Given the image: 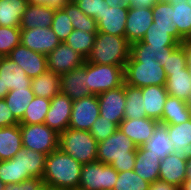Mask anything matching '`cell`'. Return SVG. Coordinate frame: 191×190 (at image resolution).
Here are the masks:
<instances>
[{"label":"cell","mask_w":191,"mask_h":190,"mask_svg":"<svg viewBox=\"0 0 191 190\" xmlns=\"http://www.w3.org/2000/svg\"><path fill=\"white\" fill-rule=\"evenodd\" d=\"M187 158L179 153L168 154L160 162L159 180L180 187L185 181Z\"/></svg>","instance_id":"ffe728a7"},{"label":"cell","mask_w":191,"mask_h":190,"mask_svg":"<svg viewBox=\"0 0 191 190\" xmlns=\"http://www.w3.org/2000/svg\"><path fill=\"white\" fill-rule=\"evenodd\" d=\"M137 146L119 128L98 143L97 161L111 165L117 172L134 170Z\"/></svg>","instance_id":"3957f363"},{"label":"cell","mask_w":191,"mask_h":190,"mask_svg":"<svg viewBox=\"0 0 191 190\" xmlns=\"http://www.w3.org/2000/svg\"><path fill=\"white\" fill-rule=\"evenodd\" d=\"M31 89L34 96L51 100L60 93V75L47 70L32 79Z\"/></svg>","instance_id":"4dcf8cb0"},{"label":"cell","mask_w":191,"mask_h":190,"mask_svg":"<svg viewBox=\"0 0 191 190\" xmlns=\"http://www.w3.org/2000/svg\"><path fill=\"white\" fill-rule=\"evenodd\" d=\"M149 190H179V187L165 181L155 180L153 183H150Z\"/></svg>","instance_id":"681fc988"},{"label":"cell","mask_w":191,"mask_h":190,"mask_svg":"<svg viewBox=\"0 0 191 190\" xmlns=\"http://www.w3.org/2000/svg\"><path fill=\"white\" fill-rule=\"evenodd\" d=\"M42 190H67V189L58 188V187H51V186L43 184Z\"/></svg>","instance_id":"680465c9"},{"label":"cell","mask_w":191,"mask_h":190,"mask_svg":"<svg viewBox=\"0 0 191 190\" xmlns=\"http://www.w3.org/2000/svg\"><path fill=\"white\" fill-rule=\"evenodd\" d=\"M179 190H191V179H185Z\"/></svg>","instance_id":"11a10c76"},{"label":"cell","mask_w":191,"mask_h":190,"mask_svg":"<svg viewBox=\"0 0 191 190\" xmlns=\"http://www.w3.org/2000/svg\"><path fill=\"white\" fill-rule=\"evenodd\" d=\"M8 57L19 65L31 79L48 70L46 55L34 52L21 43L10 52Z\"/></svg>","instance_id":"5bb4252c"},{"label":"cell","mask_w":191,"mask_h":190,"mask_svg":"<svg viewBox=\"0 0 191 190\" xmlns=\"http://www.w3.org/2000/svg\"><path fill=\"white\" fill-rule=\"evenodd\" d=\"M109 7H129L128 0H105Z\"/></svg>","instance_id":"db71d44e"},{"label":"cell","mask_w":191,"mask_h":190,"mask_svg":"<svg viewBox=\"0 0 191 190\" xmlns=\"http://www.w3.org/2000/svg\"><path fill=\"white\" fill-rule=\"evenodd\" d=\"M7 95V93L4 91V85L1 81V77H0V99H4L5 96Z\"/></svg>","instance_id":"6f0895ef"},{"label":"cell","mask_w":191,"mask_h":190,"mask_svg":"<svg viewBox=\"0 0 191 190\" xmlns=\"http://www.w3.org/2000/svg\"><path fill=\"white\" fill-rule=\"evenodd\" d=\"M153 23L152 8L129 6L125 37L130 44L141 41Z\"/></svg>","instance_id":"2e32d148"},{"label":"cell","mask_w":191,"mask_h":190,"mask_svg":"<svg viewBox=\"0 0 191 190\" xmlns=\"http://www.w3.org/2000/svg\"><path fill=\"white\" fill-rule=\"evenodd\" d=\"M117 129L118 126L114 122L100 116L93 123L89 132L99 143L111 136Z\"/></svg>","instance_id":"ee69618b"},{"label":"cell","mask_w":191,"mask_h":190,"mask_svg":"<svg viewBox=\"0 0 191 190\" xmlns=\"http://www.w3.org/2000/svg\"><path fill=\"white\" fill-rule=\"evenodd\" d=\"M55 8L47 5L29 3L23 14L20 29L50 28Z\"/></svg>","instance_id":"603a6c76"},{"label":"cell","mask_w":191,"mask_h":190,"mask_svg":"<svg viewBox=\"0 0 191 190\" xmlns=\"http://www.w3.org/2000/svg\"><path fill=\"white\" fill-rule=\"evenodd\" d=\"M153 22L155 24L174 25L172 23V4L157 1L152 7Z\"/></svg>","instance_id":"bcb514c9"},{"label":"cell","mask_w":191,"mask_h":190,"mask_svg":"<svg viewBox=\"0 0 191 190\" xmlns=\"http://www.w3.org/2000/svg\"><path fill=\"white\" fill-rule=\"evenodd\" d=\"M98 102L100 108V116L111 120L117 126L124 119L125 110V83L121 86L105 91L99 95Z\"/></svg>","instance_id":"8fae6325"},{"label":"cell","mask_w":191,"mask_h":190,"mask_svg":"<svg viewBox=\"0 0 191 190\" xmlns=\"http://www.w3.org/2000/svg\"><path fill=\"white\" fill-rule=\"evenodd\" d=\"M73 100L67 95L59 93L51 99L50 108L46 114L44 124L56 133L61 134L69 127Z\"/></svg>","instance_id":"9a60e30c"},{"label":"cell","mask_w":191,"mask_h":190,"mask_svg":"<svg viewBox=\"0 0 191 190\" xmlns=\"http://www.w3.org/2000/svg\"><path fill=\"white\" fill-rule=\"evenodd\" d=\"M33 98L34 93L31 87H24L16 90H10L4 100L12 111L14 117L20 121Z\"/></svg>","instance_id":"836d02e7"},{"label":"cell","mask_w":191,"mask_h":190,"mask_svg":"<svg viewBox=\"0 0 191 190\" xmlns=\"http://www.w3.org/2000/svg\"><path fill=\"white\" fill-rule=\"evenodd\" d=\"M124 119H139L146 117L141 88L125 84Z\"/></svg>","instance_id":"e575fe53"},{"label":"cell","mask_w":191,"mask_h":190,"mask_svg":"<svg viewBox=\"0 0 191 190\" xmlns=\"http://www.w3.org/2000/svg\"><path fill=\"white\" fill-rule=\"evenodd\" d=\"M22 147L20 124L0 128V161L14 158Z\"/></svg>","instance_id":"484cf974"},{"label":"cell","mask_w":191,"mask_h":190,"mask_svg":"<svg viewBox=\"0 0 191 190\" xmlns=\"http://www.w3.org/2000/svg\"><path fill=\"white\" fill-rule=\"evenodd\" d=\"M45 154L22 147L14 158L20 162L22 174H27V179L32 177L42 178L46 164Z\"/></svg>","instance_id":"d4e9b609"},{"label":"cell","mask_w":191,"mask_h":190,"mask_svg":"<svg viewBox=\"0 0 191 190\" xmlns=\"http://www.w3.org/2000/svg\"><path fill=\"white\" fill-rule=\"evenodd\" d=\"M62 9L69 16L74 29L86 32H98L96 20L86 16L75 2L65 4Z\"/></svg>","instance_id":"74e56055"},{"label":"cell","mask_w":191,"mask_h":190,"mask_svg":"<svg viewBox=\"0 0 191 190\" xmlns=\"http://www.w3.org/2000/svg\"><path fill=\"white\" fill-rule=\"evenodd\" d=\"M20 27L0 26V57H5L20 44Z\"/></svg>","instance_id":"60d3db41"},{"label":"cell","mask_w":191,"mask_h":190,"mask_svg":"<svg viewBox=\"0 0 191 190\" xmlns=\"http://www.w3.org/2000/svg\"><path fill=\"white\" fill-rule=\"evenodd\" d=\"M27 179V174H22L20 162L15 158L0 161V180L4 184L20 183Z\"/></svg>","instance_id":"ab89813d"},{"label":"cell","mask_w":191,"mask_h":190,"mask_svg":"<svg viewBox=\"0 0 191 190\" xmlns=\"http://www.w3.org/2000/svg\"><path fill=\"white\" fill-rule=\"evenodd\" d=\"M191 119V106L188 102L179 98L168 95L165 104L163 115L161 118L162 124H181Z\"/></svg>","instance_id":"4316f807"},{"label":"cell","mask_w":191,"mask_h":190,"mask_svg":"<svg viewBox=\"0 0 191 190\" xmlns=\"http://www.w3.org/2000/svg\"><path fill=\"white\" fill-rule=\"evenodd\" d=\"M50 104V99L34 96L26 108L23 118L19 121V124H43Z\"/></svg>","instance_id":"d590c367"},{"label":"cell","mask_w":191,"mask_h":190,"mask_svg":"<svg viewBox=\"0 0 191 190\" xmlns=\"http://www.w3.org/2000/svg\"><path fill=\"white\" fill-rule=\"evenodd\" d=\"M5 184L0 180V190H4Z\"/></svg>","instance_id":"91938a15"},{"label":"cell","mask_w":191,"mask_h":190,"mask_svg":"<svg viewBox=\"0 0 191 190\" xmlns=\"http://www.w3.org/2000/svg\"><path fill=\"white\" fill-rule=\"evenodd\" d=\"M157 1H161V2H169L170 0H157Z\"/></svg>","instance_id":"6125c7cd"},{"label":"cell","mask_w":191,"mask_h":190,"mask_svg":"<svg viewBox=\"0 0 191 190\" xmlns=\"http://www.w3.org/2000/svg\"><path fill=\"white\" fill-rule=\"evenodd\" d=\"M172 4V23L178 33L186 40L191 38V6L188 0H170Z\"/></svg>","instance_id":"1f68e13d"},{"label":"cell","mask_w":191,"mask_h":190,"mask_svg":"<svg viewBox=\"0 0 191 190\" xmlns=\"http://www.w3.org/2000/svg\"><path fill=\"white\" fill-rule=\"evenodd\" d=\"M165 125L173 144V153H179L186 158L191 151V119L181 124Z\"/></svg>","instance_id":"83f0119b"},{"label":"cell","mask_w":191,"mask_h":190,"mask_svg":"<svg viewBox=\"0 0 191 190\" xmlns=\"http://www.w3.org/2000/svg\"><path fill=\"white\" fill-rule=\"evenodd\" d=\"M157 0H128V5L131 7H146L152 8Z\"/></svg>","instance_id":"816d5d0a"},{"label":"cell","mask_w":191,"mask_h":190,"mask_svg":"<svg viewBox=\"0 0 191 190\" xmlns=\"http://www.w3.org/2000/svg\"><path fill=\"white\" fill-rule=\"evenodd\" d=\"M158 123V121L147 117L123 119L118 128L139 147L150 140Z\"/></svg>","instance_id":"ac0fdd59"},{"label":"cell","mask_w":191,"mask_h":190,"mask_svg":"<svg viewBox=\"0 0 191 190\" xmlns=\"http://www.w3.org/2000/svg\"><path fill=\"white\" fill-rule=\"evenodd\" d=\"M118 178V172L102 162L83 164L78 189L112 190Z\"/></svg>","instance_id":"ba28073f"},{"label":"cell","mask_w":191,"mask_h":190,"mask_svg":"<svg viewBox=\"0 0 191 190\" xmlns=\"http://www.w3.org/2000/svg\"><path fill=\"white\" fill-rule=\"evenodd\" d=\"M129 7H107L97 21L98 32L125 36V25Z\"/></svg>","instance_id":"44dd1931"},{"label":"cell","mask_w":191,"mask_h":190,"mask_svg":"<svg viewBox=\"0 0 191 190\" xmlns=\"http://www.w3.org/2000/svg\"><path fill=\"white\" fill-rule=\"evenodd\" d=\"M161 159L143 146L137 147L134 171L142 179L153 183L159 180Z\"/></svg>","instance_id":"cb8c5ba5"},{"label":"cell","mask_w":191,"mask_h":190,"mask_svg":"<svg viewBox=\"0 0 191 190\" xmlns=\"http://www.w3.org/2000/svg\"><path fill=\"white\" fill-rule=\"evenodd\" d=\"M20 43L28 49L44 55L52 52L61 41L52 28L21 29Z\"/></svg>","instance_id":"7c38bea8"},{"label":"cell","mask_w":191,"mask_h":190,"mask_svg":"<svg viewBox=\"0 0 191 190\" xmlns=\"http://www.w3.org/2000/svg\"><path fill=\"white\" fill-rule=\"evenodd\" d=\"M22 145L45 155L58 149L59 134L46 124H20Z\"/></svg>","instance_id":"9c48e42d"},{"label":"cell","mask_w":191,"mask_h":190,"mask_svg":"<svg viewBox=\"0 0 191 190\" xmlns=\"http://www.w3.org/2000/svg\"><path fill=\"white\" fill-rule=\"evenodd\" d=\"M184 40L176 26L153 22L143 39L131 44L130 57H153L163 63Z\"/></svg>","instance_id":"6da1fadb"},{"label":"cell","mask_w":191,"mask_h":190,"mask_svg":"<svg viewBox=\"0 0 191 190\" xmlns=\"http://www.w3.org/2000/svg\"><path fill=\"white\" fill-rule=\"evenodd\" d=\"M43 184L42 178L32 177L20 183L5 184L4 190H38Z\"/></svg>","instance_id":"7dc6e473"},{"label":"cell","mask_w":191,"mask_h":190,"mask_svg":"<svg viewBox=\"0 0 191 190\" xmlns=\"http://www.w3.org/2000/svg\"><path fill=\"white\" fill-rule=\"evenodd\" d=\"M146 117L161 123L164 104L168 97L165 86L150 85L141 88Z\"/></svg>","instance_id":"7402d4cb"},{"label":"cell","mask_w":191,"mask_h":190,"mask_svg":"<svg viewBox=\"0 0 191 190\" xmlns=\"http://www.w3.org/2000/svg\"><path fill=\"white\" fill-rule=\"evenodd\" d=\"M187 70H188V72L190 74V79H191V65H187Z\"/></svg>","instance_id":"94428289"},{"label":"cell","mask_w":191,"mask_h":190,"mask_svg":"<svg viewBox=\"0 0 191 190\" xmlns=\"http://www.w3.org/2000/svg\"><path fill=\"white\" fill-rule=\"evenodd\" d=\"M167 77L171 72H177L187 67L186 55L184 49L179 45L171 55H167V58L161 63Z\"/></svg>","instance_id":"7bdbcfd3"},{"label":"cell","mask_w":191,"mask_h":190,"mask_svg":"<svg viewBox=\"0 0 191 190\" xmlns=\"http://www.w3.org/2000/svg\"><path fill=\"white\" fill-rule=\"evenodd\" d=\"M97 33L74 29L64 42L86 59L95 43Z\"/></svg>","instance_id":"8d00e7d4"},{"label":"cell","mask_w":191,"mask_h":190,"mask_svg":"<svg viewBox=\"0 0 191 190\" xmlns=\"http://www.w3.org/2000/svg\"><path fill=\"white\" fill-rule=\"evenodd\" d=\"M82 164L59 148L46 156L43 183L67 190L78 189Z\"/></svg>","instance_id":"7a4b0ae2"},{"label":"cell","mask_w":191,"mask_h":190,"mask_svg":"<svg viewBox=\"0 0 191 190\" xmlns=\"http://www.w3.org/2000/svg\"><path fill=\"white\" fill-rule=\"evenodd\" d=\"M143 147L147 150H150L161 160L164 159L168 154L173 153V144L170 141L167 126L165 124L158 123L152 137L143 144Z\"/></svg>","instance_id":"d6a6232c"},{"label":"cell","mask_w":191,"mask_h":190,"mask_svg":"<svg viewBox=\"0 0 191 190\" xmlns=\"http://www.w3.org/2000/svg\"><path fill=\"white\" fill-rule=\"evenodd\" d=\"M60 93L73 101L90 96L86 81V61L83 65L60 76Z\"/></svg>","instance_id":"e0dca14e"},{"label":"cell","mask_w":191,"mask_h":190,"mask_svg":"<svg viewBox=\"0 0 191 190\" xmlns=\"http://www.w3.org/2000/svg\"><path fill=\"white\" fill-rule=\"evenodd\" d=\"M29 3H34V0H27Z\"/></svg>","instance_id":"e7e4bbea"},{"label":"cell","mask_w":191,"mask_h":190,"mask_svg":"<svg viewBox=\"0 0 191 190\" xmlns=\"http://www.w3.org/2000/svg\"><path fill=\"white\" fill-rule=\"evenodd\" d=\"M165 88L168 95L189 102L191 97V79L187 67L177 72H171L167 77Z\"/></svg>","instance_id":"f1b7e54d"},{"label":"cell","mask_w":191,"mask_h":190,"mask_svg":"<svg viewBox=\"0 0 191 190\" xmlns=\"http://www.w3.org/2000/svg\"><path fill=\"white\" fill-rule=\"evenodd\" d=\"M189 6H191V0H188V3H187Z\"/></svg>","instance_id":"03108f58"},{"label":"cell","mask_w":191,"mask_h":190,"mask_svg":"<svg viewBox=\"0 0 191 190\" xmlns=\"http://www.w3.org/2000/svg\"><path fill=\"white\" fill-rule=\"evenodd\" d=\"M185 179H191V158L187 159Z\"/></svg>","instance_id":"9f6ffc18"},{"label":"cell","mask_w":191,"mask_h":190,"mask_svg":"<svg viewBox=\"0 0 191 190\" xmlns=\"http://www.w3.org/2000/svg\"><path fill=\"white\" fill-rule=\"evenodd\" d=\"M27 0H0V26L20 27Z\"/></svg>","instance_id":"f546056e"},{"label":"cell","mask_w":191,"mask_h":190,"mask_svg":"<svg viewBox=\"0 0 191 190\" xmlns=\"http://www.w3.org/2000/svg\"><path fill=\"white\" fill-rule=\"evenodd\" d=\"M75 1H77V0H68V2H75Z\"/></svg>","instance_id":"003e7915"},{"label":"cell","mask_w":191,"mask_h":190,"mask_svg":"<svg viewBox=\"0 0 191 190\" xmlns=\"http://www.w3.org/2000/svg\"><path fill=\"white\" fill-rule=\"evenodd\" d=\"M166 72L153 57H129L124 68V83L133 87L165 86Z\"/></svg>","instance_id":"5b68a950"},{"label":"cell","mask_w":191,"mask_h":190,"mask_svg":"<svg viewBox=\"0 0 191 190\" xmlns=\"http://www.w3.org/2000/svg\"><path fill=\"white\" fill-rule=\"evenodd\" d=\"M75 3L86 16L94 18L96 22L106 8L109 7L105 0H77Z\"/></svg>","instance_id":"f6af8a7d"},{"label":"cell","mask_w":191,"mask_h":190,"mask_svg":"<svg viewBox=\"0 0 191 190\" xmlns=\"http://www.w3.org/2000/svg\"><path fill=\"white\" fill-rule=\"evenodd\" d=\"M51 28L61 42H64L74 30L69 16L62 8L55 9Z\"/></svg>","instance_id":"b9f144b4"},{"label":"cell","mask_w":191,"mask_h":190,"mask_svg":"<svg viewBox=\"0 0 191 190\" xmlns=\"http://www.w3.org/2000/svg\"><path fill=\"white\" fill-rule=\"evenodd\" d=\"M19 121L14 117L4 99H0V128L17 125Z\"/></svg>","instance_id":"c3c4849f"},{"label":"cell","mask_w":191,"mask_h":190,"mask_svg":"<svg viewBox=\"0 0 191 190\" xmlns=\"http://www.w3.org/2000/svg\"><path fill=\"white\" fill-rule=\"evenodd\" d=\"M98 117H100V108L97 95L75 100L72 104L68 128L89 131Z\"/></svg>","instance_id":"30bf717a"},{"label":"cell","mask_w":191,"mask_h":190,"mask_svg":"<svg viewBox=\"0 0 191 190\" xmlns=\"http://www.w3.org/2000/svg\"><path fill=\"white\" fill-rule=\"evenodd\" d=\"M187 159H190L191 158V151L189 153V155L186 157Z\"/></svg>","instance_id":"be15d7a7"},{"label":"cell","mask_w":191,"mask_h":190,"mask_svg":"<svg viewBox=\"0 0 191 190\" xmlns=\"http://www.w3.org/2000/svg\"><path fill=\"white\" fill-rule=\"evenodd\" d=\"M0 77L7 94L10 90L31 87L32 84V79L8 56L0 57Z\"/></svg>","instance_id":"d6986e66"},{"label":"cell","mask_w":191,"mask_h":190,"mask_svg":"<svg viewBox=\"0 0 191 190\" xmlns=\"http://www.w3.org/2000/svg\"><path fill=\"white\" fill-rule=\"evenodd\" d=\"M34 3L47 5L49 7L59 9L69 2L68 0H34Z\"/></svg>","instance_id":"f907efd6"},{"label":"cell","mask_w":191,"mask_h":190,"mask_svg":"<svg viewBox=\"0 0 191 190\" xmlns=\"http://www.w3.org/2000/svg\"><path fill=\"white\" fill-rule=\"evenodd\" d=\"M58 148L82 165L97 161L98 142L89 131L67 128L59 134Z\"/></svg>","instance_id":"8992f818"},{"label":"cell","mask_w":191,"mask_h":190,"mask_svg":"<svg viewBox=\"0 0 191 190\" xmlns=\"http://www.w3.org/2000/svg\"><path fill=\"white\" fill-rule=\"evenodd\" d=\"M125 66L100 65L86 61V81L91 95H99L124 83Z\"/></svg>","instance_id":"52a82bcc"},{"label":"cell","mask_w":191,"mask_h":190,"mask_svg":"<svg viewBox=\"0 0 191 190\" xmlns=\"http://www.w3.org/2000/svg\"><path fill=\"white\" fill-rule=\"evenodd\" d=\"M48 70L63 75L84 64L85 58L65 42H61L47 56Z\"/></svg>","instance_id":"4fadbf2b"},{"label":"cell","mask_w":191,"mask_h":190,"mask_svg":"<svg viewBox=\"0 0 191 190\" xmlns=\"http://www.w3.org/2000/svg\"><path fill=\"white\" fill-rule=\"evenodd\" d=\"M131 51V44L125 36L98 32L94 45L85 61L100 64L125 66Z\"/></svg>","instance_id":"277c9868"},{"label":"cell","mask_w":191,"mask_h":190,"mask_svg":"<svg viewBox=\"0 0 191 190\" xmlns=\"http://www.w3.org/2000/svg\"><path fill=\"white\" fill-rule=\"evenodd\" d=\"M150 183L142 179L134 170L118 172L112 190H149Z\"/></svg>","instance_id":"f35d334b"},{"label":"cell","mask_w":191,"mask_h":190,"mask_svg":"<svg viewBox=\"0 0 191 190\" xmlns=\"http://www.w3.org/2000/svg\"><path fill=\"white\" fill-rule=\"evenodd\" d=\"M180 45L184 49L187 65H191V38L184 40Z\"/></svg>","instance_id":"f5cc1de1"}]
</instances>
